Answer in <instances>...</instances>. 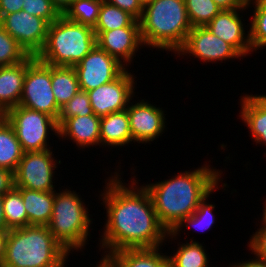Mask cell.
I'll return each instance as SVG.
<instances>
[{
  "label": "cell",
  "instance_id": "1",
  "mask_svg": "<svg viewBox=\"0 0 266 267\" xmlns=\"http://www.w3.org/2000/svg\"><path fill=\"white\" fill-rule=\"evenodd\" d=\"M119 176L115 172L109 177L106 189L100 194L107 211L100 241L101 249H107L104 257L125 249L159 248L168 234L157 218L145 187L138 188L135 179L129 186Z\"/></svg>",
  "mask_w": 266,
  "mask_h": 267
},
{
  "label": "cell",
  "instance_id": "2",
  "mask_svg": "<svg viewBox=\"0 0 266 267\" xmlns=\"http://www.w3.org/2000/svg\"><path fill=\"white\" fill-rule=\"evenodd\" d=\"M210 166L206 163L191 172L177 173L171 179L145 184L157 218L167 232L192 215L199 203L223 181L222 173Z\"/></svg>",
  "mask_w": 266,
  "mask_h": 267
},
{
  "label": "cell",
  "instance_id": "3",
  "mask_svg": "<svg viewBox=\"0 0 266 267\" xmlns=\"http://www.w3.org/2000/svg\"><path fill=\"white\" fill-rule=\"evenodd\" d=\"M145 47L177 52L192 29L185 0H150L139 19Z\"/></svg>",
  "mask_w": 266,
  "mask_h": 267
},
{
  "label": "cell",
  "instance_id": "4",
  "mask_svg": "<svg viewBox=\"0 0 266 267\" xmlns=\"http://www.w3.org/2000/svg\"><path fill=\"white\" fill-rule=\"evenodd\" d=\"M69 254L48 226L27 225L8 230L2 267H65Z\"/></svg>",
  "mask_w": 266,
  "mask_h": 267
},
{
  "label": "cell",
  "instance_id": "5",
  "mask_svg": "<svg viewBox=\"0 0 266 267\" xmlns=\"http://www.w3.org/2000/svg\"><path fill=\"white\" fill-rule=\"evenodd\" d=\"M96 44L92 27L61 15L49 24L45 45L36 58L49 65L75 66Z\"/></svg>",
  "mask_w": 266,
  "mask_h": 267
},
{
  "label": "cell",
  "instance_id": "6",
  "mask_svg": "<svg viewBox=\"0 0 266 267\" xmlns=\"http://www.w3.org/2000/svg\"><path fill=\"white\" fill-rule=\"evenodd\" d=\"M79 197L76 191L67 188L58 193L54 191L53 214L47 225L55 239L69 253L83 249L90 236L92 219L86 204Z\"/></svg>",
  "mask_w": 266,
  "mask_h": 267
},
{
  "label": "cell",
  "instance_id": "7",
  "mask_svg": "<svg viewBox=\"0 0 266 267\" xmlns=\"http://www.w3.org/2000/svg\"><path fill=\"white\" fill-rule=\"evenodd\" d=\"M7 121L13 126L24 152L50 150L47 143L49 130L59 135L56 119L20 105L8 110Z\"/></svg>",
  "mask_w": 266,
  "mask_h": 267
},
{
  "label": "cell",
  "instance_id": "8",
  "mask_svg": "<svg viewBox=\"0 0 266 267\" xmlns=\"http://www.w3.org/2000/svg\"><path fill=\"white\" fill-rule=\"evenodd\" d=\"M19 105L58 119L60 108L52 90L51 65L36 58L27 67Z\"/></svg>",
  "mask_w": 266,
  "mask_h": 267
},
{
  "label": "cell",
  "instance_id": "9",
  "mask_svg": "<svg viewBox=\"0 0 266 267\" xmlns=\"http://www.w3.org/2000/svg\"><path fill=\"white\" fill-rule=\"evenodd\" d=\"M51 150L24 152L15 172V187L27 188L35 191H56L54 170L61 160H55Z\"/></svg>",
  "mask_w": 266,
  "mask_h": 267
},
{
  "label": "cell",
  "instance_id": "10",
  "mask_svg": "<svg viewBox=\"0 0 266 267\" xmlns=\"http://www.w3.org/2000/svg\"><path fill=\"white\" fill-rule=\"evenodd\" d=\"M74 68L79 88L86 92L112 82L126 70L124 64H121L97 44Z\"/></svg>",
  "mask_w": 266,
  "mask_h": 267
},
{
  "label": "cell",
  "instance_id": "11",
  "mask_svg": "<svg viewBox=\"0 0 266 267\" xmlns=\"http://www.w3.org/2000/svg\"><path fill=\"white\" fill-rule=\"evenodd\" d=\"M0 24L28 55L37 56L43 49L49 23L23 10L4 15Z\"/></svg>",
  "mask_w": 266,
  "mask_h": 267
},
{
  "label": "cell",
  "instance_id": "12",
  "mask_svg": "<svg viewBox=\"0 0 266 267\" xmlns=\"http://www.w3.org/2000/svg\"><path fill=\"white\" fill-rule=\"evenodd\" d=\"M135 76L127 69L115 80L87 91L93 112L97 116L126 110L134 95Z\"/></svg>",
  "mask_w": 266,
  "mask_h": 267
},
{
  "label": "cell",
  "instance_id": "13",
  "mask_svg": "<svg viewBox=\"0 0 266 267\" xmlns=\"http://www.w3.org/2000/svg\"><path fill=\"white\" fill-rule=\"evenodd\" d=\"M178 56L189 54L203 63L226 61L243 57L231 44L215 36L206 27H193L187 34L184 45L177 51Z\"/></svg>",
  "mask_w": 266,
  "mask_h": 267
},
{
  "label": "cell",
  "instance_id": "14",
  "mask_svg": "<svg viewBox=\"0 0 266 267\" xmlns=\"http://www.w3.org/2000/svg\"><path fill=\"white\" fill-rule=\"evenodd\" d=\"M94 33L97 45L126 67L131 64L135 52L144 46L139 20L136 19L128 27Z\"/></svg>",
  "mask_w": 266,
  "mask_h": 267
},
{
  "label": "cell",
  "instance_id": "15",
  "mask_svg": "<svg viewBox=\"0 0 266 267\" xmlns=\"http://www.w3.org/2000/svg\"><path fill=\"white\" fill-rule=\"evenodd\" d=\"M126 108L133 142L149 143L161 136L166 129L165 114L162 108L156 107L141 99Z\"/></svg>",
  "mask_w": 266,
  "mask_h": 267
},
{
  "label": "cell",
  "instance_id": "16",
  "mask_svg": "<svg viewBox=\"0 0 266 267\" xmlns=\"http://www.w3.org/2000/svg\"><path fill=\"white\" fill-rule=\"evenodd\" d=\"M245 9L221 10L206 26L215 36L231 44L243 57L253 52L249 33L245 32L239 11Z\"/></svg>",
  "mask_w": 266,
  "mask_h": 267
},
{
  "label": "cell",
  "instance_id": "17",
  "mask_svg": "<svg viewBox=\"0 0 266 267\" xmlns=\"http://www.w3.org/2000/svg\"><path fill=\"white\" fill-rule=\"evenodd\" d=\"M59 135L62 139L73 140L77 147L100 146L101 117L95 114L58 118Z\"/></svg>",
  "mask_w": 266,
  "mask_h": 267
},
{
  "label": "cell",
  "instance_id": "18",
  "mask_svg": "<svg viewBox=\"0 0 266 267\" xmlns=\"http://www.w3.org/2000/svg\"><path fill=\"white\" fill-rule=\"evenodd\" d=\"M35 59L29 55L21 63L0 67V104L6 110L19 105L26 69Z\"/></svg>",
  "mask_w": 266,
  "mask_h": 267
},
{
  "label": "cell",
  "instance_id": "19",
  "mask_svg": "<svg viewBox=\"0 0 266 267\" xmlns=\"http://www.w3.org/2000/svg\"><path fill=\"white\" fill-rule=\"evenodd\" d=\"M240 117L256 144L266 146V94L241 96Z\"/></svg>",
  "mask_w": 266,
  "mask_h": 267
},
{
  "label": "cell",
  "instance_id": "20",
  "mask_svg": "<svg viewBox=\"0 0 266 267\" xmlns=\"http://www.w3.org/2000/svg\"><path fill=\"white\" fill-rule=\"evenodd\" d=\"M133 141L127 110L101 117L100 146H125Z\"/></svg>",
  "mask_w": 266,
  "mask_h": 267
},
{
  "label": "cell",
  "instance_id": "21",
  "mask_svg": "<svg viewBox=\"0 0 266 267\" xmlns=\"http://www.w3.org/2000/svg\"><path fill=\"white\" fill-rule=\"evenodd\" d=\"M23 198L28 225L47 226L52 218L54 191L42 192L17 187Z\"/></svg>",
  "mask_w": 266,
  "mask_h": 267
},
{
  "label": "cell",
  "instance_id": "22",
  "mask_svg": "<svg viewBox=\"0 0 266 267\" xmlns=\"http://www.w3.org/2000/svg\"><path fill=\"white\" fill-rule=\"evenodd\" d=\"M159 249H125L107 257L115 267H169L168 255Z\"/></svg>",
  "mask_w": 266,
  "mask_h": 267
},
{
  "label": "cell",
  "instance_id": "23",
  "mask_svg": "<svg viewBox=\"0 0 266 267\" xmlns=\"http://www.w3.org/2000/svg\"><path fill=\"white\" fill-rule=\"evenodd\" d=\"M51 83L60 109L80 90L74 66L51 65Z\"/></svg>",
  "mask_w": 266,
  "mask_h": 267
},
{
  "label": "cell",
  "instance_id": "24",
  "mask_svg": "<svg viewBox=\"0 0 266 267\" xmlns=\"http://www.w3.org/2000/svg\"><path fill=\"white\" fill-rule=\"evenodd\" d=\"M23 154L13 126L6 121L0 126V168L14 173Z\"/></svg>",
  "mask_w": 266,
  "mask_h": 267
},
{
  "label": "cell",
  "instance_id": "25",
  "mask_svg": "<svg viewBox=\"0 0 266 267\" xmlns=\"http://www.w3.org/2000/svg\"><path fill=\"white\" fill-rule=\"evenodd\" d=\"M178 245L176 253L168 255L169 267H209L207 252L198 241L190 239V242Z\"/></svg>",
  "mask_w": 266,
  "mask_h": 267
},
{
  "label": "cell",
  "instance_id": "26",
  "mask_svg": "<svg viewBox=\"0 0 266 267\" xmlns=\"http://www.w3.org/2000/svg\"><path fill=\"white\" fill-rule=\"evenodd\" d=\"M218 188V185L199 203L198 208L187 218H184L176 227L167 234V239L169 237L173 239L178 236L180 231H182V227L191 228L192 226L194 229L199 231H206L210 229L211 226L215 222V216L213 215L212 211L215 209V205L207 203L209 195L214 193V190ZM207 200V201H206ZM186 224V225H185Z\"/></svg>",
  "mask_w": 266,
  "mask_h": 267
},
{
  "label": "cell",
  "instance_id": "27",
  "mask_svg": "<svg viewBox=\"0 0 266 267\" xmlns=\"http://www.w3.org/2000/svg\"><path fill=\"white\" fill-rule=\"evenodd\" d=\"M3 209L4 218L9 230L22 228L28 225V217L23 198L17 187L14 186L3 195Z\"/></svg>",
  "mask_w": 266,
  "mask_h": 267
},
{
  "label": "cell",
  "instance_id": "28",
  "mask_svg": "<svg viewBox=\"0 0 266 267\" xmlns=\"http://www.w3.org/2000/svg\"><path fill=\"white\" fill-rule=\"evenodd\" d=\"M135 18L119 7L103 0L94 31H109L128 27Z\"/></svg>",
  "mask_w": 266,
  "mask_h": 267
},
{
  "label": "cell",
  "instance_id": "29",
  "mask_svg": "<svg viewBox=\"0 0 266 267\" xmlns=\"http://www.w3.org/2000/svg\"><path fill=\"white\" fill-rule=\"evenodd\" d=\"M103 0H75L63 14L67 19L95 27Z\"/></svg>",
  "mask_w": 266,
  "mask_h": 267
},
{
  "label": "cell",
  "instance_id": "30",
  "mask_svg": "<svg viewBox=\"0 0 266 267\" xmlns=\"http://www.w3.org/2000/svg\"><path fill=\"white\" fill-rule=\"evenodd\" d=\"M254 8L253 18L250 21V45L253 51L266 47V0H250Z\"/></svg>",
  "mask_w": 266,
  "mask_h": 267
},
{
  "label": "cell",
  "instance_id": "31",
  "mask_svg": "<svg viewBox=\"0 0 266 267\" xmlns=\"http://www.w3.org/2000/svg\"><path fill=\"white\" fill-rule=\"evenodd\" d=\"M187 14L193 27H206L222 10L213 0H185Z\"/></svg>",
  "mask_w": 266,
  "mask_h": 267
},
{
  "label": "cell",
  "instance_id": "32",
  "mask_svg": "<svg viewBox=\"0 0 266 267\" xmlns=\"http://www.w3.org/2000/svg\"><path fill=\"white\" fill-rule=\"evenodd\" d=\"M29 55L0 24V67L24 61Z\"/></svg>",
  "mask_w": 266,
  "mask_h": 267
},
{
  "label": "cell",
  "instance_id": "33",
  "mask_svg": "<svg viewBox=\"0 0 266 267\" xmlns=\"http://www.w3.org/2000/svg\"><path fill=\"white\" fill-rule=\"evenodd\" d=\"M94 114L90 104L89 96L86 91L79 90L72 99H70L60 109L58 118H71L74 116H87Z\"/></svg>",
  "mask_w": 266,
  "mask_h": 267
},
{
  "label": "cell",
  "instance_id": "34",
  "mask_svg": "<svg viewBox=\"0 0 266 267\" xmlns=\"http://www.w3.org/2000/svg\"><path fill=\"white\" fill-rule=\"evenodd\" d=\"M22 10L45 19L49 24L61 16L51 0H23Z\"/></svg>",
  "mask_w": 266,
  "mask_h": 267
},
{
  "label": "cell",
  "instance_id": "35",
  "mask_svg": "<svg viewBox=\"0 0 266 267\" xmlns=\"http://www.w3.org/2000/svg\"><path fill=\"white\" fill-rule=\"evenodd\" d=\"M249 241V250L251 254L266 261V229H258Z\"/></svg>",
  "mask_w": 266,
  "mask_h": 267
},
{
  "label": "cell",
  "instance_id": "36",
  "mask_svg": "<svg viewBox=\"0 0 266 267\" xmlns=\"http://www.w3.org/2000/svg\"><path fill=\"white\" fill-rule=\"evenodd\" d=\"M107 3L119 7L123 11L128 12L136 20L141 18L143 12V5L139 0H104Z\"/></svg>",
  "mask_w": 266,
  "mask_h": 267
},
{
  "label": "cell",
  "instance_id": "37",
  "mask_svg": "<svg viewBox=\"0 0 266 267\" xmlns=\"http://www.w3.org/2000/svg\"><path fill=\"white\" fill-rule=\"evenodd\" d=\"M14 186V173L5 168H0V195L3 196Z\"/></svg>",
  "mask_w": 266,
  "mask_h": 267
},
{
  "label": "cell",
  "instance_id": "38",
  "mask_svg": "<svg viewBox=\"0 0 266 267\" xmlns=\"http://www.w3.org/2000/svg\"><path fill=\"white\" fill-rule=\"evenodd\" d=\"M23 0H0V19L7 14L22 10Z\"/></svg>",
  "mask_w": 266,
  "mask_h": 267
},
{
  "label": "cell",
  "instance_id": "39",
  "mask_svg": "<svg viewBox=\"0 0 266 267\" xmlns=\"http://www.w3.org/2000/svg\"><path fill=\"white\" fill-rule=\"evenodd\" d=\"M222 10L228 9H248L250 0H213Z\"/></svg>",
  "mask_w": 266,
  "mask_h": 267
},
{
  "label": "cell",
  "instance_id": "40",
  "mask_svg": "<svg viewBox=\"0 0 266 267\" xmlns=\"http://www.w3.org/2000/svg\"><path fill=\"white\" fill-rule=\"evenodd\" d=\"M256 257V258H255ZM254 260H247V261H242L240 263H235L230 265L229 267H266V261L255 256Z\"/></svg>",
  "mask_w": 266,
  "mask_h": 267
},
{
  "label": "cell",
  "instance_id": "41",
  "mask_svg": "<svg viewBox=\"0 0 266 267\" xmlns=\"http://www.w3.org/2000/svg\"><path fill=\"white\" fill-rule=\"evenodd\" d=\"M75 0H51L53 6L63 15Z\"/></svg>",
  "mask_w": 266,
  "mask_h": 267
},
{
  "label": "cell",
  "instance_id": "42",
  "mask_svg": "<svg viewBox=\"0 0 266 267\" xmlns=\"http://www.w3.org/2000/svg\"><path fill=\"white\" fill-rule=\"evenodd\" d=\"M7 236L8 230H0V267H2L5 258Z\"/></svg>",
  "mask_w": 266,
  "mask_h": 267
},
{
  "label": "cell",
  "instance_id": "43",
  "mask_svg": "<svg viewBox=\"0 0 266 267\" xmlns=\"http://www.w3.org/2000/svg\"><path fill=\"white\" fill-rule=\"evenodd\" d=\"M0 230H9L4 218L3 196L0 195Z\"/></svg>",
  "mask_w": 266,
  "mask_h": 267
},
{
  "label": "cell",
  "instance_id": "44",
  "mask_svg": "<svg viewBox=\"0 0 266 267\" xmlns=\"http://www.w3.org/2000/svg\"><path fill=\"white\" fill-rule=\"evenodd\" d=\"M96 267H115L108 257L102 256Z\"/></svg>",
  "mask_w": 266,
  "mask_h": 267
},
{
  "label": "cell",
  "instance_id": "45",
  "mask_svg": "<svg viewBox=\"0 0 266 267\" xmlns=\"http://www.w3.org/2000/svg\"><path fill=\"white\" fill-rule=\"evenodd\" d=\"M8 110L0 104V126L7 121Z\"/></svg>",
  "mask_w": 266,
  "mask_h": 267
},
{
  "label": "cell",
  "instance_id": "46",
  "mask_svg": "<svg viewBox=\"0 0 266 267\" xmlns=\"http://www.w3.org/2000/svg\"><path fill=\"white\" fill-rule=\"evenodd\" d=\"M265 205L263 206V217H262V225L260 226L259 229H266V200H265Z\"/></svg>",
  "mask_w": 266,
  "mask_h": 267
},
{
  "label": "cell",
  "instance_id": "47",
  "mask_svg": "<svg viewBox=\"0 0 266 267\" xmlns=\"http://www.w3.org/2000/svg\"><path fill=\"white\" fill-rule=\"evenodd\" d=\"M141 2V4L144 6L145 4H147L150 0H139Z\"/></svg>",
  "mask_w": 266,
  "mask_h": 267
}]
</instances>
